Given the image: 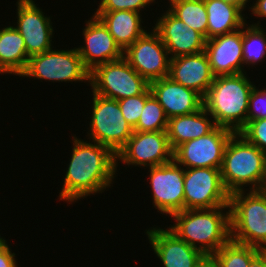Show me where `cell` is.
I'll return each instance as SVG.
<instances>
[{
    "instance_id": "cell-1",
    "label": "cell",
    "mask_w": 266,
    "mask_h": 267,
    "mask_svg": "<svg viewBox=\"0 0 266 267\" xmlns=\"http://www.w3.org/2000/svg\"><path fill=\"white\" fill-rule=\"evenodd\" d=\"M74 135H71L69 164L57 196L68 205L108 191L120 170L116 168V154L109 147Z\"/></svg>"
},
{
    "instance_id": "cell-2",
    "label": "cell",
    "mask_w": 266,
    "mask_h": 267,
    "mask_svg": "<svg viewBox=\"0 0 266 267\" xmlns=\"http://www.w3.org/2000/svg\"><path fill=\"white\" fill-rule=\"evenodd\" d=\"M168 228L204 255L215 254L231 240L230 207L190 209L174 213Z\"/></svg>"
},
{
    "instance_id": "cell-3",
    "label": "cell",
    "mask_w": 266,
    "mask_h": 267,
    "mask_svg": "<svg viewBox=\"0 0 266 267\" xmlns=\"http://www.w3.org/2000/svg\"><path fill=\"white\" fill-rule=\"evenodd\" d=\"M246 73L215 77L203 97V107L215 124L234 133L247 124L249 96L256 85Z\"/></svg>"
},
{
    "instance_id": "cell-4",
    "label": "cell",
    "mask_w": 266,
    "mask_h": 267,
    "mask_svg": "<svg viewBox=\"0 0 266 267\" xmlns=\"http://www.w3.org/2000/svg\"><path fill=\"white\" fill-rule=\"evenodd\" d=\"M265 163V152L239 132L233 133L226 144L220 169L225 189L230 194L249 189L259 190L264 177Z\"/></svg>"
},
{
    "instance_id": "cell-5",
    "label": "cell",
    "mask_w": 266,
    "mask_h": 267,
    "mask_svg": "<svg viewBox=\"0 0 266 267\" xmlns=\"http://www.w3.org/2000/svg\"><path fill=\"white\" fill-rule=\"evenodd\" d=\"M231 240L266 250V194L258 190L230 194Z\"/></svg>"
},
{
    "instance_id": "cell-6",
    "label": "cell",
    "mask_w": 266,
    "mask_h": 267,
    "mask_svg": "<svg viewBox=\"0 0 266 267\" xmlns=\"http://www.w3.org/2000/svg\"><path fill=\"white\" fill-rule=\"evenodd\" d=\"M54 48L31 56L25 71L19 77L53 83L84 82L90 86V71L84 66L77 48Z\"/></svg>"
},
{
    "instance_id": "cell-7",
    "label": "cell",
    "mask_w": 266,
    "mask_h": 267,
    "mask_svg": "<svg viewBox=\"0 0 266 267\" xmlns=\"http://www.w3.org/2000/svg\"><path fill=\"white\" fill-rule=\"evenodd\" d=\"M92 106L88 140L109 147L115 154L126 144L134 129L123 117L118 100L108 99L92 92Z\"/></svg>"
},
{
    "instance_id": "cell-8",
    "label": "cell",
    "mask_w": 266,
    "mask_h": 267,
    "mask_svg": "<svg viewBox=\"0 0 266 267\" xmlns=\"http://www.w3.org/2000/svg\"><path fill=\"white\" fill-rule=\"evenodd\" d=\"M93 93L114 100L142 94L149 83L122 57L96 66L90 72Z\"/></svg>"
},
{
    "instance_id": "cell-9",
    "label": "cell",
    "mask_w": 266,
    "mask_h": 267,
    "mask_svg": "<svg viewBox=\"0 0 266 267\" xmlns=\"http://www.w3.org/2000/svg\"><path fill=\"white\" fill-rule=\"evenodd\" d=\"M229 199L220 169H184V210L229 206Z\"/></svg>"
},
{
    "instance_id": "cell-10",
    "label": "cell",
    "mask_w": 266,
    "mask_h": 267,
    "mask_svg": "<svg viewBox=\"0 0 266 267\" xmlns=\"http://www.w3.org/2000/svg\"><path fill=\"white\" fill-rule=\"evenodd\" d=\"M172 160L173 150L166 131H134L116 154V168L121 163L131 168L140 166L146 169L170 163Z\"/></svg>"
},
{
    "instance_id": "cell-11",
    "label": "cell",
    "mask_w": 266,
    "mask_h": 267,
    "mask_svg": "<svg viewBox=\"0 0 266 267\" xmlns=\"http://www.w3.org/2000/svg\"><path fill=\"white\" fill-rule=\"evenodd\" d=\"M233 133L216 126L210 133L177 146L173 150V160L184 169H221L224 150Z\"/></svg>"
},
{
    "instance_id": "cell-12",
    "label": "cell",
    "mask_w": 266,
    "mask_h": 267,
    "mask_svg": "<svg viewBox=\"0 0 266 267\" xmlns=\"http://www.w3.org/2000/svg\"><path fill=\"white\" fill-rule=\"evenodd\" d=\"M149 169V170H148ZM148 187L152 191V204L155 210L171 217L184 210V168L174 160L170 163L147 168Z\"/></svg>"
},
{
    "instance_id": "cell-13",
    "label": "cell",
    "mask_w": 266,
    "mask_h": 267,
    "mask_svg": "<svg viewBox=\"0 0 266 267\" xmlns=\"http://www.w3.org/2000/svg\"><path fill=\"white\" fill-rule=\"evenodd\" d=\"M150 29L124 51L129 65L148 83L169 76L171 59L159 34Z\"/></svg>"
},
{
    "instance_id": "cell-14",
    "label": "cell",
    "mask_w": 266,
    "mask_h": 267,
    "mask_svg": "<svg viewBox=\"0 0 266 267\" xmlns=\"http://www.w3.org/2000/svg\"><path fill=\"white\" fill-rule=\"evenodd\" d=\"M35 0H17V20L13 23L24 39L29 57L54 48L52 17L47 16ZM45 14V15H44Z\"/></svg>"
},
{
    "instance_id": "cell-15",
    "label": "cell",
    "mask_w": 266,
    "mask_h": 267,
    "mask_svg": "<svg viewBox=\"0 0 266 267\" xmlns=\"http://www.w3.org/2000/svg\"><path fill=\"white\" fill-rule=\"evenodd\" d=\"M83 45L77 46L84 66L91 72L96 66L124 57V51L105 25L94 15L84 21Z\"/></svg>"
},
{
    "instance_id": "cell-16",
    "label": "cell",
    "mask_w": 266,
    "mask_h": 267,
    "mask_svg": "<svg viewBox=\"0 0 266 267\" xmlns=\"http://www.w3.org/2000/svg\"><path fill=\"white\" fill-rule=\"evenodd\" d=\"M163 11L157 21H153L152 28L159 34L170 58L205 51L206 39L201 33L185 25L169 10Z\"/></svg>"
},
{
    "instance_id": "cell-17",
    "label": "cell",
    "mask_w": 266,
    "mask_h": 267,
    "mask_svg": "<svg viewBox=\"0 0 266 267\" xmlns=\"http://www.w3.org/2000/svg\"><path fill=\"white\" fill-rule=\"evenodd\" d=\"M144 233L163 267H195L205 256L200 250L180 239L168 227L146 228Z\"/></svg>"
},
{
    "instance_id": "cell-18",
    "label": "cell",
    "mask_w": 266,
    "mask_h": 267,
    "mask_svg": "<svg viewBox=\"0 0 266 267\" xmlns=\"http://www.w3.org/2000/svg\"><path fill=\"white\" fill-rule=\"evenodd\" d=\"M243 27L207 39L205 52L215 77L246 72L243 63Z\"/></svg>"
},
{
    "instance_id": "cell-19",
    "label": "cell",
    "mask_w": 266,
    "mask_h": 267,
    "mask_svg": "<svg viewBox=\"0 0 266 267\" xmlns=\"http://www.w3.org/2000/svg\"><path fill=\"white\" fill-rule=\"evenodd\" d=\"M149 88L168 119L197 112L203 107V97L199 93L174 82L170 77L152 81Z\"/></svg>"
},
{
    "instance_id": "cell-20",
    "label": "cell",
    "mask_w": 266,
    "mask_h": 267,
    "mask_svg": "<svg viewBox=\"0 0 266 267\" xmlns=\"http://www.w3.org/2000/svg\"><path fill=\"white\" fill-rule=\"evenodd\" d=\"M168 77L202 97L215 78L205 51L171 58Z\"/></svg>"
},
{
    "instance_id": "cell-21",
    "label": "cell",
    "mask_w": 266,
    "mask_h": 267,
    "mask_svg": "<svg viewBox=\"0 0 266 267\" xmlns=\"http://www.w3.org/2000/svg\"><path fill=\"white\" fill-rule=\"evenodd\" d=\"M108 29L119 47L125 51L147 30L142 13L135 11H95L92 13ZM146 28V30L144 28Z\"/></svg>"
},
{
    "instance_id": "cell-22",
    "label": "cell",
    "mask_w": 266,
    "mask_h": 267,
    "mask_svg": "<svg viewBox=\"0 0 266 267\" xmlns=\"http://www.w3.org/2000/svg\"><path fill=\"white\" fill-rule=\"evenodd\" d=\"M217 125L211 115L202 107L197 112L168 119L167 136L174 150L180 144L210 133Z\"/></svg>"
},
{
    "instance_id": "cell-23",
    "label": "cell",
    "mask_w": 266,
    "mask_h": 267,
    "mask_svg": "<svg viewBox=\"0 0 266 267\" xmlns=\"http://www.w3.org/2000/svg\"><path fill=\"white\" fill-rule=\"evenodd\" d=\"M23 37L15 25L0 29V73L20 76L29 61Z\"/></svg>"
},
{
    "instance_id": "cell-24",
    "label": "cell",
    "mask_w": 266,
    "mask_h": 267,
    "mask_svg": "<svg viewBox=\"0 0 266 267\" xmlns=\"http://www.w3.org/2000/svg\"><path fill=\"white\" fill-rule=\"evenodd\" d=\"M208 16L207 39L233 32L247 23L245 13L223 0H204Z\"/></svg>"
},
{
    "instance_id": "cell-25",
    "label": "cell",
    "mask_w": 266,
    "mask_h": 267,
    "mask_svg": "<svg viewBox=\"0 0 266 267\" xmlns=\"http://www.w3.org/2000/svg\"><path fill=\"white\" fill-rule=\"evenodd\" d=\"M167 9L207 40L208 16L204 0H168Z\"/></svg>"
},
{
    "instance_id": "cell-26",
    "label": "cell",
    "mask_w": 266,
    "mask_h": 267,
    "mask_svg": "<svg viewBox=\"0 0 266 267\" xmlns=\"http://www.w3.org/2000/svg\"><path fill=\"white\" fill-rule=\"evenodd\" d=\"M263 26L260 20L243 26V63L248 69L266 60V27Z\"/></svg>"
},
{
    "instance_id": "cell-27",
    "label": "cell",
    "mask_w": 266,
    "mask_h": 267,
    "mask_svg": "<svg viewBox=\"0 0 266 267\" xmlns=\"http://www.w3.org/2000/svg\"><path fill=\"white\" fill-rule=\"evenodd\" d=\"M261 251L254 246L230 240L212 256L219 267H249L251 260Z\"/></svg>"
},
{
    "instance_id": "cell-28",
    "label": "cell",
    "mask_w": 266,
    "mask_h": 267,
    "mask_svg": "<svg viewBox=\"0 0 266 267\" xmlns=\"http://www.w3.org/2000/svg\"><path fill=\"white\" fill-rule=\"evenodd\" d=\"M168 118L164 109L151 95L146 101L142 114L134 131H166Z\"/></svg>"
},
{
    "instance_id": "cell-29",
    "label": "cell",
    "mask_w": 266,
    "mask_h": 267,
    "mask_svg": "<svg viewBox=\"0 0 266 267\" xmlns=\"http://www.w3.org/2000/svg\"><path fill=\"white\" fill-rule=\"evenodd\" d=\"M151 95V90L148 87L142 94L118 100L123 117L133 129L137 126L145 101Z\"/></svg>"
},
{
    "instance_id": "cell-30",
    "label": "cell",
    "mask_w": 266,
    "mask_h": 267,
    "mask_svg": "<svg viewBox=\"0 0 266 267\" xmlns=\"http://www.w3.org/2000/svg\"><path fill=\"white\" fill-rule=\"evenodd\" d=\"M157 0H100L97 10L95 11H135L137 13H142V11L147 10L150 5L153 6L158 4Z\"/></svg>"
},
{
    "instance_id": "cell-31",
    "label": "cell",
    "mask_w": 266,
    "mask_h": 267,
    "mask_svg": "<svg viewBox=\"0 0 266 267\" xmlns=\"http://www.w3.org/2000/svg\"><path fill=\"white\" fill-rule=\"evenodd\" d=\"M239 133L266 153V118L249 121Z\"/></svg>"
},
{
    "instance_id": "cell-32",
    "label": "cell",
    "mask_w": 266,
    "mask_h": 267,
    "mask_svg": "<svg viewBox=\"0 0 266 267\" xmlns=\"http://www.w3.org/2000/svg\"><path fill=\"white\" fill-rule=\"evenodd\" d=\"M266 118V85L259 89L255 85L249 96L247 123L256 119Z\"/></svg>"
},
{
    "instance_id": "cell-33",
    "label": "cell",
    "mask_w": 266,
    "mask_h": 267,
    "mask_svg": "<svg viewBox=\"0 0 266 267\" xmlns=\"http://www.w3.org/2000/svg\"><path fill=\"white\" fill-rule=\"evenodd\" d=\"M6 241L0 246V267H18L17 256L15 252L11 250V244Z\"/></svg>"
},
{
    "instance_id": "cell-34",
    "label": "cell",
    "mask_w": 266,
    "mask_h": 267,
    "mask_svg": "<svg viewBox=\"0 0 266 267\" xmlns=\"http://www.w3.org/2000/svg\"><path fill=\"white\" fill-rule=\"evenodd\" d=\"M251 11L252 16L261 19H265L266 18V0H253V3H250V10ZM266 20V19H265Z\"/></svg>"
},
{
    "instance_id": "cell-35",
    "label": "cell",
    "mask_w": 266,
    "mask_h": 267,
    "mask_svg": "<svg viewBox=\"0 0 266 267\" xmlns=\"http://www.w3.org/2000/svg\"><path fill=\"white\" fill-rule=\"evenodd\" d=\"M249 267H266V250H261L250 262Z\"/></svg>"
},
{
    "instance_id": "cell-36",
    "label": "cell",
    "mask_w": 266,
    "mask_h": 267,
    "mask_svg": "<svg viewBox=\"0 0 266 267\" xmlns=\"http://www.w3.org/2000/svg\"><path fill=\"white\" fill-rule=\"evenodd\" d=\"M195 267H219V265L212 255H205Z\"/></svg>"
},
{
    "instance_id": "cell-37",
    "label": "cell",
    "mask_w": 266,
    "mask_h": 267,
    "mask_svg": "<svg viewBox=\"0 0 266 267\" xmlns=\"http://www.w3.org/2000/svg\"><path fill=\"white\" fill-rule=\"evenodd\" d=\"M223 1L239 7L243 12L246 11L247 8L249 11L250 9L249 3L250 2L253 3V0H223Z\"/></svg>"
},
{
    "instance_id": "cell-38",
    "label": "cell",
    "mask_w": 266,
    "mask_h": 267,
    "mask_svg": "<svg viewBox=\"0 0 266 267\" xmlns=\"http://www.w3.org/2000/svg\"><path fill=\"white\" fill-rule=\"evenodd\" d=\"M258 191L266 194V163H265L264 177H263L262 183H261Z\"/></svg>"
},
{
    "instance_id": "cell-39",
    "label": "cell",
    "mask_w": 266,
    "mask_h": 267,
    "mask_svg": "<svg viewBox=\"0 0 266 267\" xmlns=\"http://www.w3.org/2000/svg\"><path fill=\"white\" fill-rule=\"evenodd\" d=\"M4 238L5 237L1 236V234H0V246H2L7 241Z\"/></svg>"
}]
</instances>
